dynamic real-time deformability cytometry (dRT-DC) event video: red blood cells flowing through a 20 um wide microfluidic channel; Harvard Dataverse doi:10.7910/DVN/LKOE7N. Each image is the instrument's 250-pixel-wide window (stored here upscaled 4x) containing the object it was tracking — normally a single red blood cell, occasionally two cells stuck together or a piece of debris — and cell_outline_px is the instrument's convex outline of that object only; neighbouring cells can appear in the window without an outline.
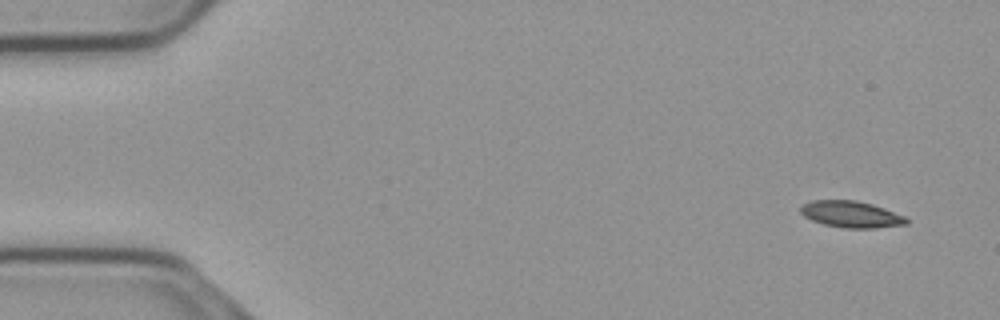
{"species": "common noctule bat (a hibernating species)", "species_latin": "Nyctalus noctula", "temperature_condition": "cold", "stored_images_in_passage": 53, "camera_frame_rate_fps": 3000, "um_per_image_px": 0.085, "animal": {"sex": "male", "body_mass_g": 23.1, "forearm_length_mm": 52.7}, "frame": {"image": 1, "passage_image": 1, "time_ms": 0.0, "image_size_px": [1000, 320], "cell_outline_px": [[908, 224], [876, 228], [844, 228], [824, 224], [812, 220], [804, 216], [800, 212], [800, 208], [804, 204], [812, 200], [856, 200], [872, 204], [884, 208], [904, 216], [908, 220]], "centroid_in_image_um": [72.35, 18.22], "position_along_channel_um": 12.6, "area_um2": 16.3}}
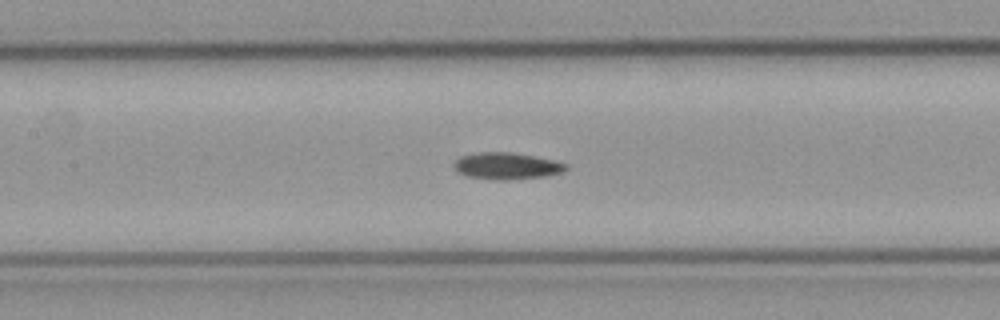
{"frame": {"image": 2, "passage_image": 23, "time_ms": 7.333, "image_size_px": [1000, 320], "cell_outline_px": [[568, 168], [564, 172], [544, 176], [504, 180], [496, 180], [468, 176], [456, 172], [452, 164], [460, 156], [476, 152], [512, 152], [536, 156], [556, 160], [568, 164]], "centroid_in_image_um": [43.07, 14.09], "position_along_channel_um": 164.3, "area_um2": 17.69}}
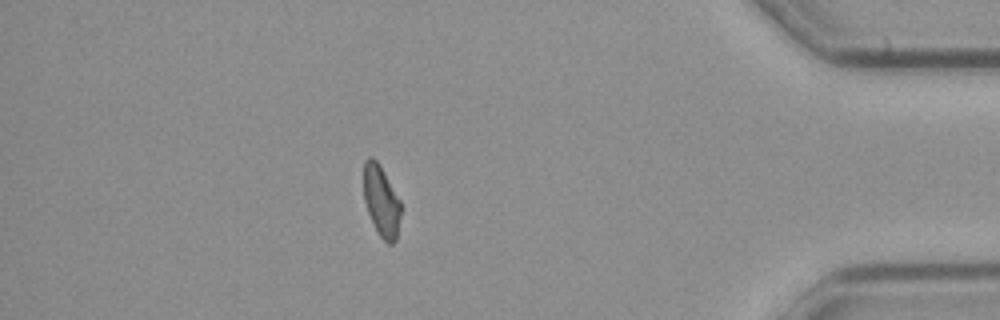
{"frame": {"image": 3, "passage_image": 46, "time_ms": 15.0, "image_size_px": [1000, 320], "cell_outline_px": [[400, 216], [396, 240], [392, 244], [388, 244], [380, 236], [368, 212], [364, 200], [364, 160], [368, 156], [372, 156], [380, 164], [400, 200]], "centroid_in_image_um": [32.41, 17.05], "position_along_channel_um": 402.8, "area_um2": 15.26}, "authors_computed_cell_mechanics": {"area_um2": 16.5886, "velocity_mm_per_s": 3.7132, "shape_relaxation_time_tau1_ms": 11.2192, "shape_relaxation_time_tau2_ms": null, "deformation_change_tau1": 0.2106, "deformation_change_tau2": null}}